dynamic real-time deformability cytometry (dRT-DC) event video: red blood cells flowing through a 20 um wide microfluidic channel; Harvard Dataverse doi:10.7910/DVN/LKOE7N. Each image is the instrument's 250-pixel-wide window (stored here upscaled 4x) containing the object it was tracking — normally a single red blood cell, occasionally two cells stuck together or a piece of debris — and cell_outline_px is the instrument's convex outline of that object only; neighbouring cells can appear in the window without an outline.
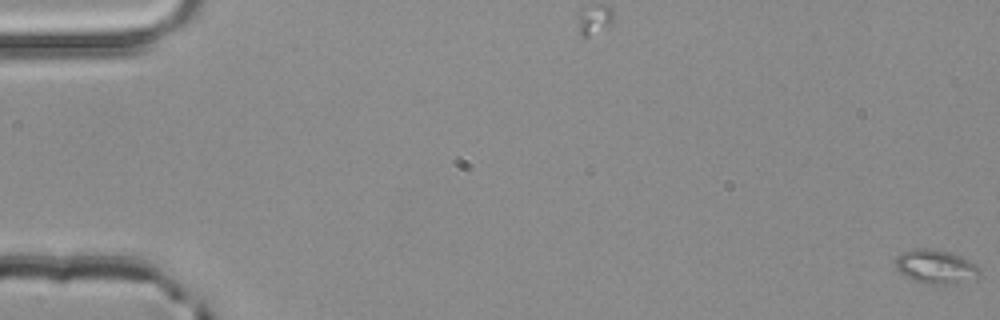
{"species": "common noctule bat (a hibernating species)", "species_latin": "Nyctalus noctula", "temperature_condition": "room temperature", "stored_images_in_passage": 4, "camera_frame_rate_fps": 3000, "um_per_image_px": 0.085, "animal": {"sex": "male", "body_mass_g": 20.4}, "frame": {"image": 1, "passage_image": 1, "time_ms": 0.0, "image_size_px": [1000, 320], "cell_outline_px": [[980, 272], [976, 276], [956, 284], [928, 284], [912, 280], [900, 272], [896, 268], [896, 260], [904, 252], [912, 248], [928, 248], [952, 252], [976, 264], [980, 268]], "centroid_in_image_um": [79.54, 22.66], "position_along_channel_um": 5.5, "area_um2": 16.47}}